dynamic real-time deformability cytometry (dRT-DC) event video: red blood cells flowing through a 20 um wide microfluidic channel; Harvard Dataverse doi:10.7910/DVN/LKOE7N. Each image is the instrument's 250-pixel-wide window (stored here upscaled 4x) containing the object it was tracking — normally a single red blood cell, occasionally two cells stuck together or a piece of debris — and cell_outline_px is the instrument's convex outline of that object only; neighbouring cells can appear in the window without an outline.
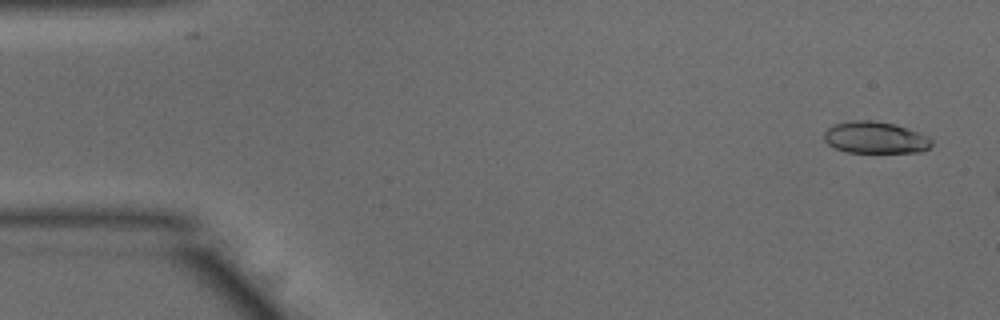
{"species": "common noctule bat (a hibernating species)", "species_latin": "Nyctalus noctula", "temperature_condition": "warm", "stored_images_in_passage": 9, "camera_frame_rate_fps": 3000, "um_per_image_px": 0.085, "animal": {"sex": "male", "body_mass_g": 15.6}, "frame": {"image": 1, "passage_image": 3, "time_ms": 0.667, "image_size_px": [1000, 320], "cell_outline_px": [[932, 144], [928, 148], [920, 152], [848, 152], [836, 148], [828, 144], [824, 140], [824, 132], [828, 128], [836, 124], [852, 120], [872, 120], [892, 124], [928, 136], [932, 140]], "centroid_in_image_um": [74.37, 11.7], "position_along_channel_um": 10.6, "area_um2": 19.59}}